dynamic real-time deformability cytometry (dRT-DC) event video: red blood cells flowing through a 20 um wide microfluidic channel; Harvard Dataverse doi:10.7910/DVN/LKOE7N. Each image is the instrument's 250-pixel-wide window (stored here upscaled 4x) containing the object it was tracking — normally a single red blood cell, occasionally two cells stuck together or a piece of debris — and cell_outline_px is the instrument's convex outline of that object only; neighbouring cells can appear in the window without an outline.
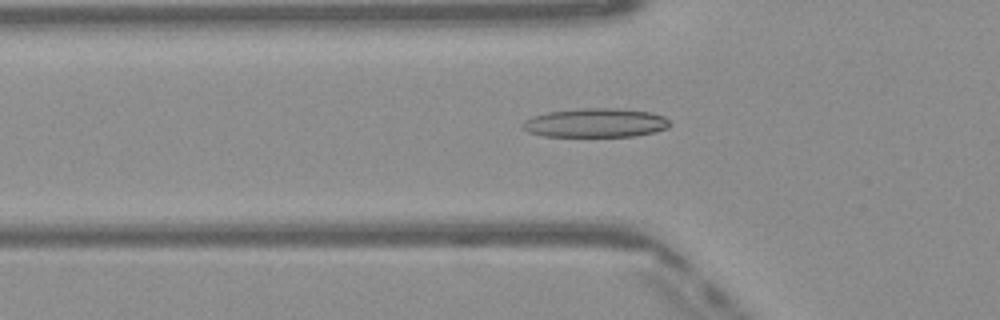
{"species": "Egyptian fruit bat (a non-hibernating species)", "species_latin": "Rousettus aegyptiacus", "temperature_condition": "warm", "stored_images_in_passage": 50, "camera_frame_rate_fps": 3000, "um_per_image_px": 0.085, "frame": {"image": 1, "passage_image": 17, "time_ms": 5.333, "image_size_px": [1000, 320], "cell_outline_px": [[672, 124], [668, 128], [636, 136], [544, 136], [528, 132], [520, 128], [520, 124], [524, 120], [532, 116], [548, 112], [580, 108], [620, 108], [652, 112], [664, 116]], "centroid_in_image_um": [50.61, 10.43], "position_along_channel_um": 75.2, "area_um2": 25.14}}
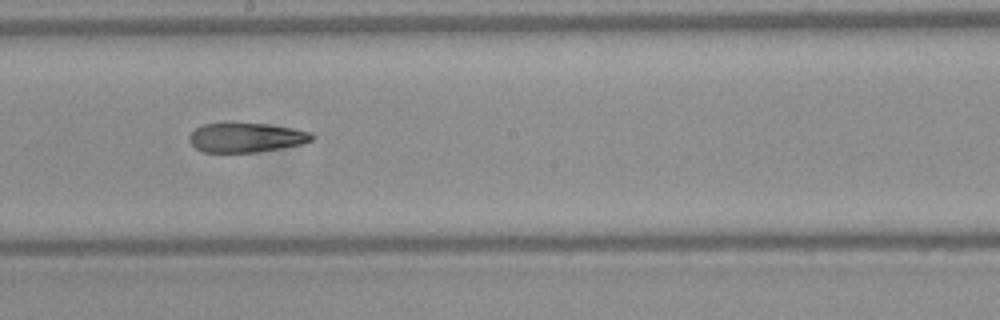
{"frame": {"image": 2, "passage_image": 28, "time_ms": 9.0, "image_size_px": [1000, 320], "cell_outline_px": [[316, 136], [312, 140], [304, 144], [256, 152], [204, 152], [196, 148], [188, 140], [188, 136], [196, 128], [204, 124], [268, 124], [292, 128], [312, 132]], "centroid_in_image_um": [20.96, 11.7], "position_along_channel_um": 227.2, "area_um2": 20.87}}
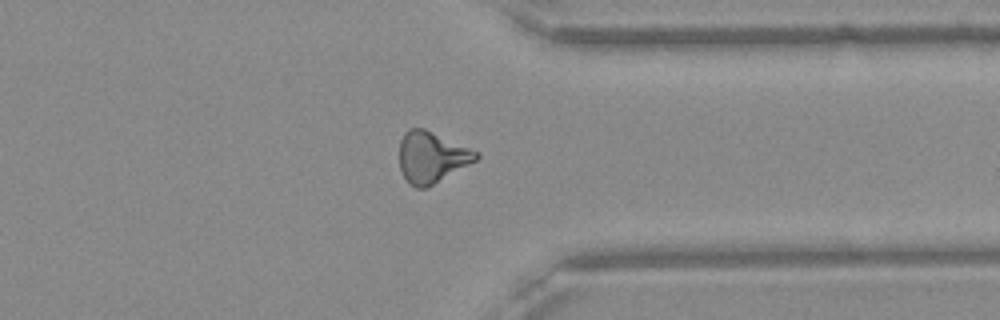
{"frame": {"image": 3, "passage_image": 39, "time_ms": 12.667, "image_size_px": [1000, 320], "cell_outline_px": [[480, 156], [476, 160], [432, 184], [424, 188], [416, 188], [404, 176], [400, 168], [400, 140], [404, 132], [408, 128], [424, 128], [480, 152]], "centroid_in_image_um": [36.68, 13.32], "position_along_channel_um": 374.7, "area_um2": 22.48}, "authors_computed_cell_mechanics": {"area_um2": 22.6865, "velocity_mm_per_s": 4.11, "shape_relaxation_time_tau1_ms": null, "shape_relaxation_time_tau2_ms": 4.3777, "deformation_change_tau1": null, "deformation_change_tau2": 0.1413}}